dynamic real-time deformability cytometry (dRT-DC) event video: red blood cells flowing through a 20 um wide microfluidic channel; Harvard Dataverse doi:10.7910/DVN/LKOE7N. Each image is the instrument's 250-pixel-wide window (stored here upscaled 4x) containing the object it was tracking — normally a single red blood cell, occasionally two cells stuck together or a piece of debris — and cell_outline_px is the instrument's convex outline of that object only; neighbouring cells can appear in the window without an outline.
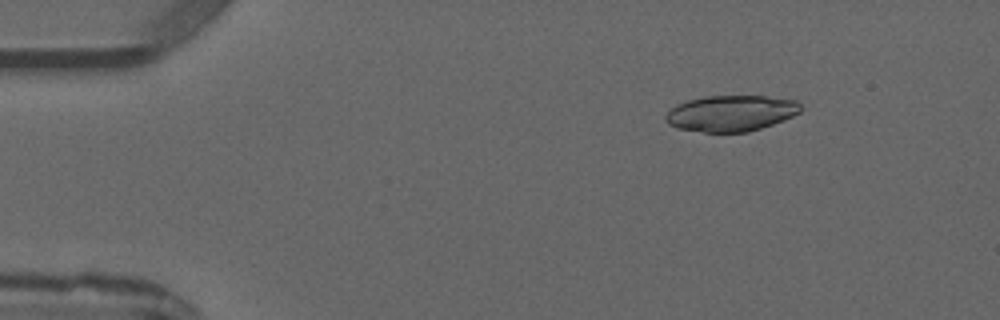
{"species": "common noctule bat (a hibernating species)", "species_latin": "Nyctalus noctula", "temperature_condition": "warm", "stored_images_in_passage": 4, "camera_frame_rate_fps": 3000, "um_per_image_px": 0.085, "animal": {"sex": "male", "forearm_length_mm": 52.5}, "frame": {"image": 1, "passage_image": 4, "time_ms": 4.667, "image_size_px": [1000, 320], "cell_outline_px": [[804, 108], [800, 112], [784, 120], [748, 132], [704, 132], [676, 128], [668, 124], [664, 116], [676, 104], [688, 100], [704, 96], [764, 96], [796, 100]], "centroid_in_image_um": [62.14, 9.62], "position_along_channel_um": 22.9, "area_um2": 28.38}}